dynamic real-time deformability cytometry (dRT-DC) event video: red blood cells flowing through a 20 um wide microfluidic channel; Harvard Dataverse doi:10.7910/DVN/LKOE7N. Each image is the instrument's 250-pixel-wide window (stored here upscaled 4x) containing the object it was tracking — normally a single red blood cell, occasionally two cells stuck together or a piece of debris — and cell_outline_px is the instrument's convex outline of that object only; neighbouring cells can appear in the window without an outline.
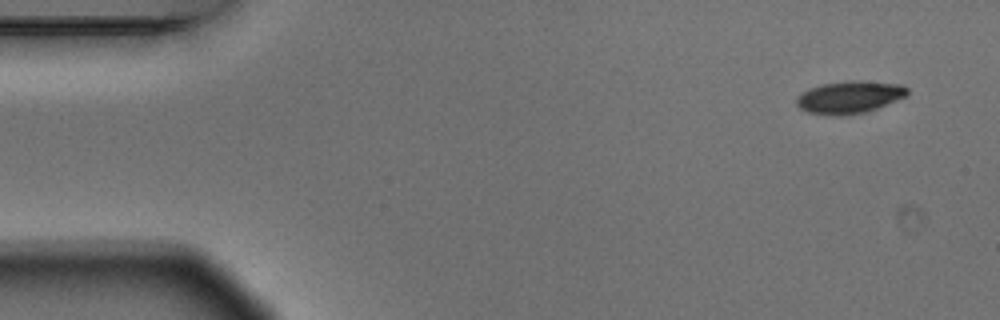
{"species": "Egyptian fruit bat (a non-hibernating species)", "species_latin": "Rousettus aegyptiacus", "temperature_condition": "warm", "stored_images_in_passage": 4, "camera_frame_rate_fps": 3000, "um_per_image_px": 0.085, "animal": {"sex": "male"}, "frame": {"image": 1, "passage_image": 1, "time_ms": 0.0, "image_size_px": [1000, 320], "cell_outline_px": [[908, 92], [904, 96], [868, 112], [840, 116], [832, 116], [808, 112], [800, 108], [796, 104], [796, 100], [808, 88], [820, 84], [848, 80], [860, 80], [904, 84], [908, 88]], "centroid_in_image_um": [72.21, 8.25], "position_along_channel_um": 12.8, "area_um2": 21.04}}
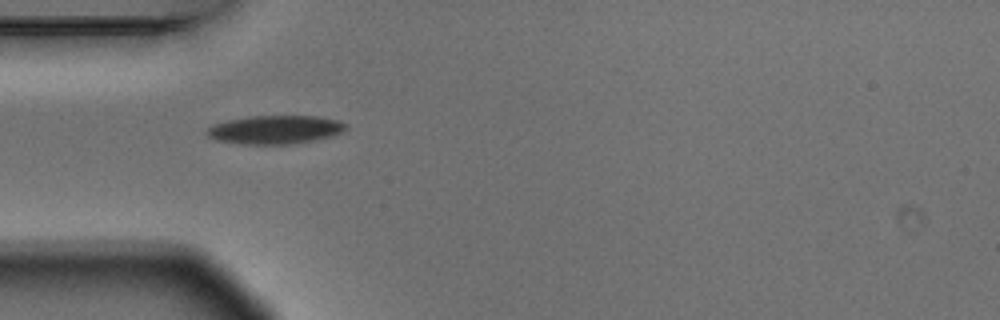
{"frame": {"image": 2, "passage_image": 4, "time_ms": 1.0, "image_size_px": [1000, 320], "cell_outline_px": [[348, 128], [332, 136], [312, 140], [288, 144], [240, 144], [216, 140], [208, 136], [204, 132], [212, 124], [228, 120], [248, 116], [316, 116], [336, 120], [348, 124]], "centroid_in_image_um": [23.35, 11.02], "position_along_channel_um": 61.7, "area_um2": 23.06}}